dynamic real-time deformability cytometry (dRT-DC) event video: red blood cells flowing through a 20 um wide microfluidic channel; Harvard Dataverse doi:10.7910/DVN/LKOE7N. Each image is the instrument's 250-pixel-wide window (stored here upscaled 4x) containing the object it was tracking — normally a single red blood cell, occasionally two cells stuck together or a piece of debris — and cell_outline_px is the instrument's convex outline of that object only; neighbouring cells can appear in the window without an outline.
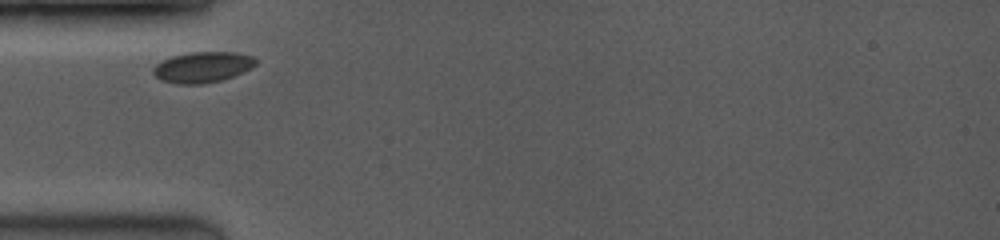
{"species": "common noctule bat (a hibernating species)", "species_latin": "Nyctalus noctula", "temperature_condition": "room temperature", "stored_images_in_passage": 17, "camera_frame_rate_fps": 3500, "um_per_image_px": 0.085, "animal": {"sex": "female", "body_mass_g": 19.0, "forearm_length_mm": 53.3}, "frame": {"image": 1, "passage_image": 1, "time_ms": 0.0, "image_size_px": [1000, 240], "cell_outline_px": [[256, 64], [252, 68], [232, 76], [220, 80], [204, 84], [176, 84], [160, 80], [152, 72], [152, 68], [156, 64], [172, 56], [192, 52], [236, 52], [252, 56], [256, 60]], "centroid_in_image_um": [17.2, 5.71], "position_along_channel_um": 67.8, "area_um2": 18.32}}
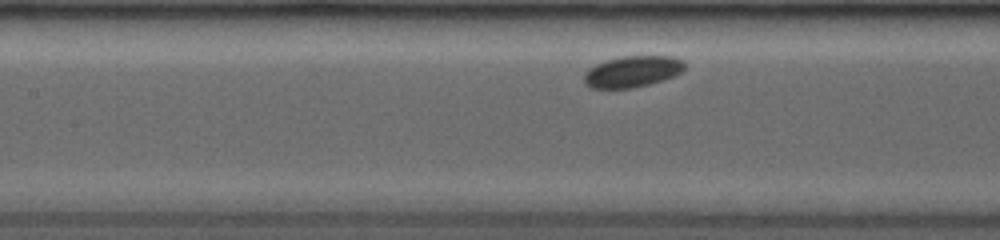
{"frame": {"image": 2, "passage_image": 6, "time_ms": 2.286, "image_size_px": [1000, 240], "cell_outline_px": [[684, 68], [676, 76], [664, 80], [632, 88], [592, 88], [584, 84], [584, 72], [588, 68], [604, 60], [620, 56], [672, 56], [680, 60], [684, 64]], "centroid_in_image_um": [53.71, 6.08], "position_along_channel_um": 153.7, "area_um2": 18.44}}
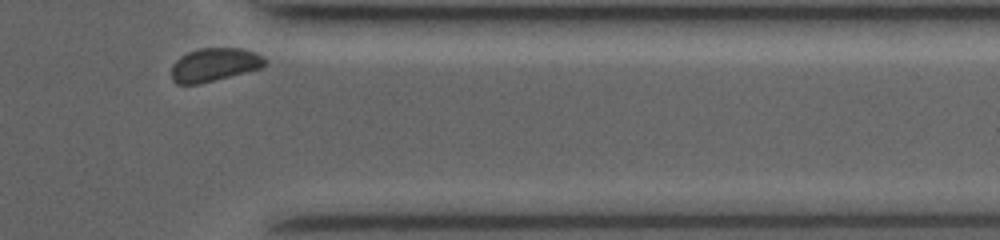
{"frame": {"image": 3, "passage_image": 17, "time_ms": 8.571, "image_size_px": [1000, 240], "cell_outline_px": [[264, 64], [260, 68], [200, 84], [176, 84], [172, 80], [172, 64], [180, 56], [188, 52], [200, 48], [240, 48], [252, 52], [260, 56], [264, 60]], "centroid_in_image_um": [18.14, 5.51], "position_along_channel_um": 393.3, "area_um2": 17.86}}